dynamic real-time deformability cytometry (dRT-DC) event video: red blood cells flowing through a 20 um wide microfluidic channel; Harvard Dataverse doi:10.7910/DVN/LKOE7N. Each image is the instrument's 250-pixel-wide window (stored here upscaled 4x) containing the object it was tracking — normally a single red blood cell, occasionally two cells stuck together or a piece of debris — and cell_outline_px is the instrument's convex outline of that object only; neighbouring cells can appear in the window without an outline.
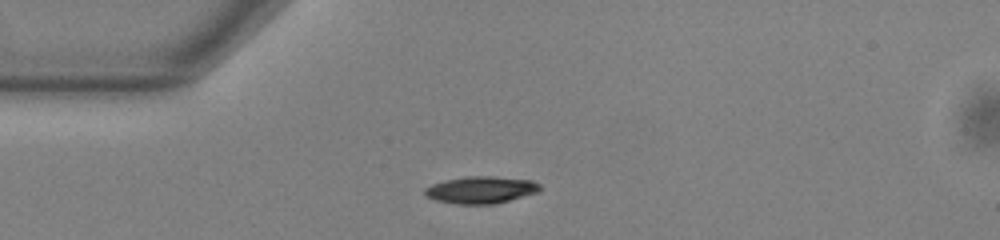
{"species": "common noctule bat (a hibernating species)", "species_latin": "Nyctalus noctula", "temperature_condition": "warm", "stored_images_in_passage": 41, "camera_frame_rate_fps": 3000, "um_per_image_px": 0.085, "animal": {"sex": "male", "body_mass_g": 13.0, "forearm_length_mm": 53.1}, "frame": {"image": 1, "passage_image": 1, "time_ms": 0.0, "image_size_px": [1000, 240], "cell_outline_px": [[540, 192], [496, 204], [456, 204], [436, 200], [428, 196], [424, 192], [424, 188], [432, 184], [444, 180], [468, 176], [496, 176], [532, 180], [540, 184]], "centroid_in_image_um": [40.92, 16.13], "position_along_channel_um": 44.1, "area_um2": 18.32}}
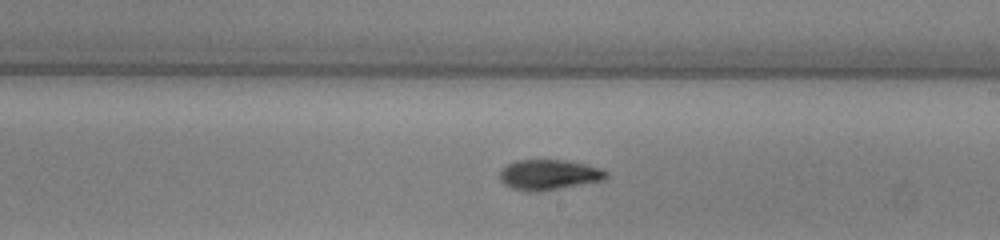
{"frame": {"image": 2, "passage_image": 18, "time_ms": 5.667, "image_size_px": [1000, 240], "cell_outline_px": [[608, 176], [604, 180], [540, 192], [528, 192], [512, 188], [504, 184], [500, 180], [500, 172], [508, 164], [516, 160], [564, 160], [588, 164], [600, 168], [608, 172]], "centroid_in_image_um": [46.68, 14.86], "position_along_channel_um": 242.3, "area_um2": 18.9}}
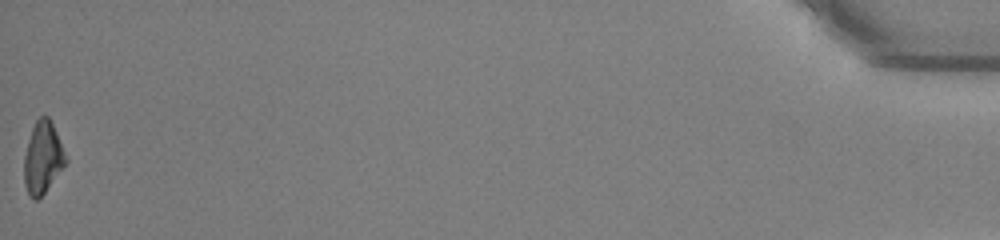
{"frame": {"image": 3, "passage_image": 41, "time_ms": 13.333, "image_size_px": [1000, 240], "cell_outline_px": [[68, 160], [44, 192], [36, 200], [32, 200], [24, 184], [24, 156], [28, 140], [32, 128], [36, 120], [40, 116], [48, 116], [56, 132]], "centroid_in_image_um": [3.61, 13.39], "position_along_channel_um": 431.6, "area_um2": 17.05}, "authors_computed_cell_mechanics": {"area_um2": 18.3226, "velocity_mm_per_s": 3.8502, "shape_relaxation_time_tau1_ms": 3.1451, "shape_relaxation_time_tau2_ms": 4.5097, "deformation_change_tau1": 0.1261, "deformation_change_tau2": 0.1044}}